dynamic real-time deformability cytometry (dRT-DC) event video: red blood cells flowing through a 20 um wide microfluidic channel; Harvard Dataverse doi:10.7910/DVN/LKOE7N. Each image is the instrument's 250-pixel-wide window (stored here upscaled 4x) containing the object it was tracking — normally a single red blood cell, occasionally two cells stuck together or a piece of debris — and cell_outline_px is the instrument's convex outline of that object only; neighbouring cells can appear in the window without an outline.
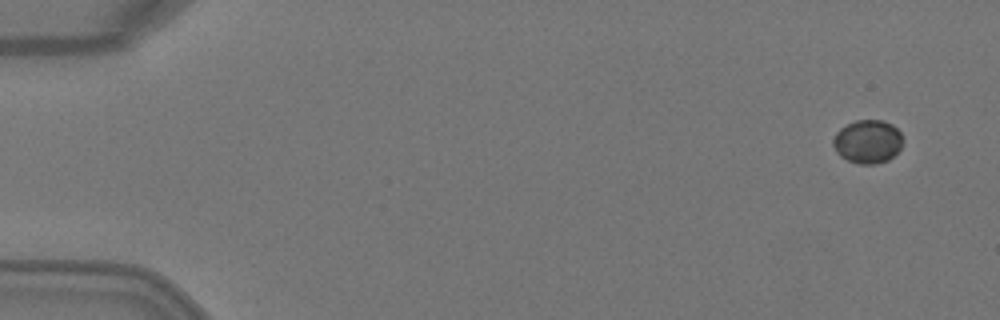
{"species": "Egyptian fruit bat (a non-hibernating species)", "species_latin": "Rousettus aegyptiacus", "temperature_condition": "warm", "stored_images_in_passage": 5, "camera_frame_rate_fps": 3000, "um_per_image_px": 0.085, "animal": {"sex": "female"}, "frame": {"image": 1, "passage_image": 1, "time_ms": 0.0, "image_size_px": [1000, 320], "cell_outline_px": [[904, 140], [900, 148], [888, 160], [876, 164], [860, 164], [848, 160], [840, 156], [836, 152], [832, 144], [832, 140], [836, 132], [840, 128], [856, 120], [884, 120], [892, 124], [900, 132]], "centroid_in_image_um": [73.75, 12.03], "position_along_channel_um": 11.3, "area_um2": 17.74}}